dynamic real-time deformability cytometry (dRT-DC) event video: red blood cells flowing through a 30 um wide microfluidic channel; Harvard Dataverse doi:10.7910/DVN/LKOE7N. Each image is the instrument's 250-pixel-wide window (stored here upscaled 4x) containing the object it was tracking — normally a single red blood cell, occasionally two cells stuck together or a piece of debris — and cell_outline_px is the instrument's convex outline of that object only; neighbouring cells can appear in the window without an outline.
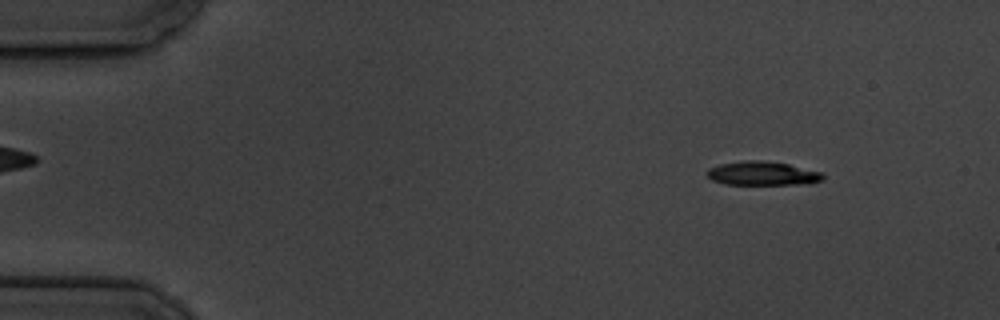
{"species": "common noctule bat (a hibernating species)", "species_latin": "Nyctalus noctula", "temperature_condition": "cold", "stored_images_in_passage": 4, "camera_frame_rate_fps": 3000, "um_per_image_px": 0.085, "animal": {"sex": "male", "body_mass_g": 19.5, "forearm_length_mm": 54.6}, "frame": {"image": 1, "passage_image": 1, "time_ms": 0.0, "image_size_px": [1000, 320], "cell_outline_px": [[824, 180], [808, 184], [724, 184], [712, 180], [708, 176], [708, 168], [720, 164], [744, 160], [764, 160], [788, 164], [824, 172]], "centroid_in_image_um": [64.86, 14.74], "position_along_channel_um": 20.1, "area_um2": 16.24}}
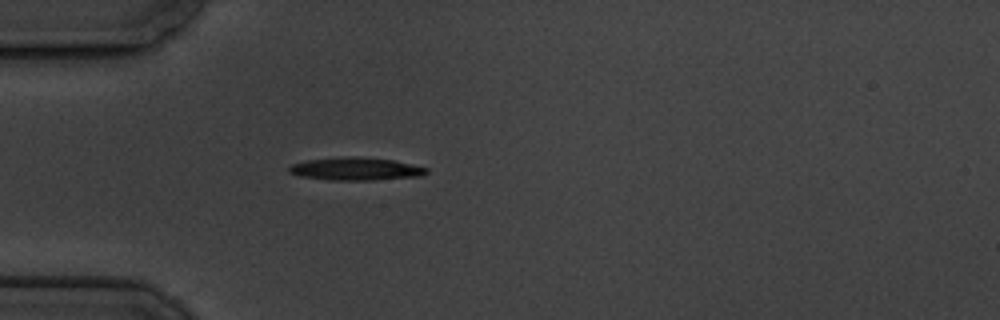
{"frame": {"image": 2, "passage_image": 4, "time_ms": 3.333, "image_size_px": [1000, 320], "cell_outline_px": [[428, 172], [420, 176], [372, 180], [332, 180], [300, 176], [288, 172], [288, 168], [292, 164], [304, 160], [344, 156], [356, 156], [392, 160], [428, 168]], "centroid_in_image_um": [30.19, 14.35], "position_along_channel_um": 54.8, "area_um2": 18.26}}